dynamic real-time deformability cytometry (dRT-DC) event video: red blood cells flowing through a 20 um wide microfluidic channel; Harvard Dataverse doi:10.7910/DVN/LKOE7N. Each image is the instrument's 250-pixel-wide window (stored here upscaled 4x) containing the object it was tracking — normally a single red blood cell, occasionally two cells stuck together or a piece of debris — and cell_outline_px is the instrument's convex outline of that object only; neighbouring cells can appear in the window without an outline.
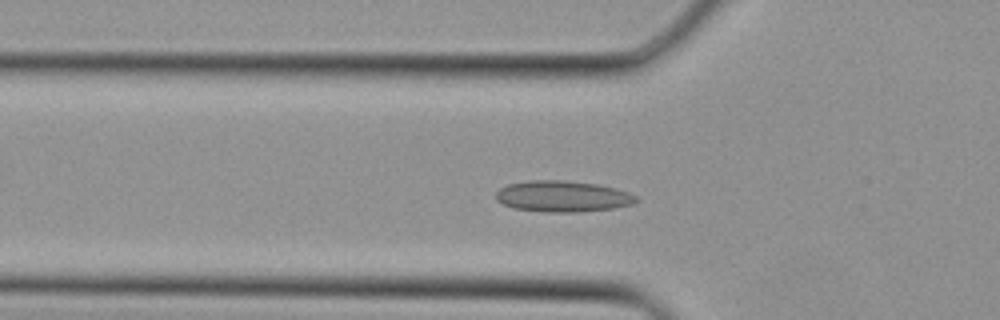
{"species": "Egyptian fruit bat (a non-hibernating species)", "species_latin": "Rousettus aegyptiacus", "temperature_condition": "cold", "stored_images_in_passage": 33, "camera_frame_rate_fps": 3000, "um_per_image_px": 0.085, "animal": {"sex": "female"}, "frame": {"image": 1, "passage_image": 10, "time_ms": 3.0, "image_size_px": [1000, 320], "cell_outline_px": [[640, 200], [632, 204], [612, 208], [580, 212], [548, 212], [512, 208], [496, 200], [496, 192], [500, 188], [508, 184], [528, 180], [564, 180], [596, 184], [616, 188], [628, 192], [636, 196]], "centroid_in_image_um": [47.82, 16.68], "position_along_channel_um": 78.0, "area_um2": 25.49}}
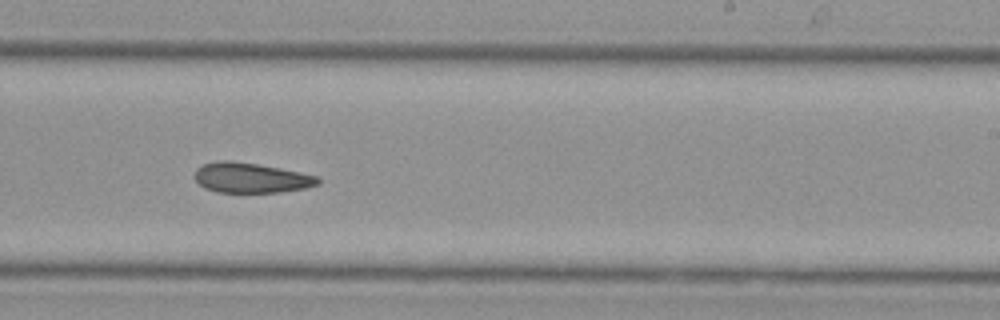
{"frame": {"image": 2, "passage_image": 20, "time_ms": 6.333, "image_size_px": [1000, 320], "cell_outline_px": [[320, 184], [304, 188], [280, 192], [216, 192], [204, 188], [196, 180], [196, 168], [200, 164], [216, 160], [232, 160], [280, 168], [320, 176]], "centroid_in_image_um": [21.33, 15.1], "position_along_channel_um": 267.7, "area_um2": 21.73}}
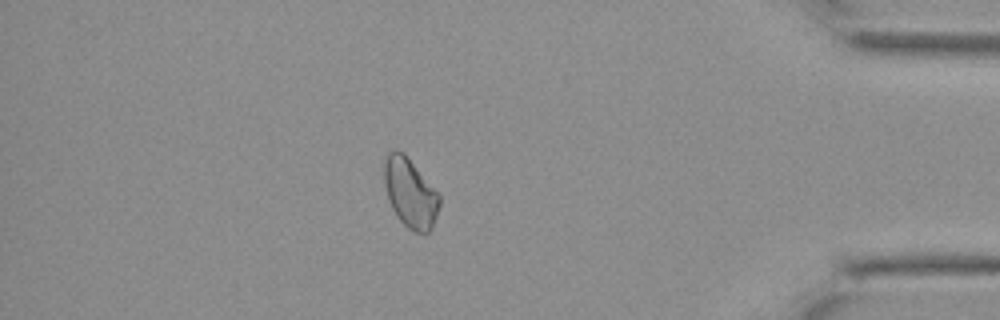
{"frame": {"image": 3, "passage_image": 29, "time_ms": 9.333, "image_size_px": [1000, 320], "cell_outline_px": [[440, 204], [432, 228], [428, 232], [412, 232], [396, 216], [388, 200], [384, 184], [384, 160], [388, 152], [396, 148], [404, 152], [440, 196]], "centroid_in_image_um": [34.84, 16.38], "position_along_channel_um": 400.4, "area_um2": 22.31}}